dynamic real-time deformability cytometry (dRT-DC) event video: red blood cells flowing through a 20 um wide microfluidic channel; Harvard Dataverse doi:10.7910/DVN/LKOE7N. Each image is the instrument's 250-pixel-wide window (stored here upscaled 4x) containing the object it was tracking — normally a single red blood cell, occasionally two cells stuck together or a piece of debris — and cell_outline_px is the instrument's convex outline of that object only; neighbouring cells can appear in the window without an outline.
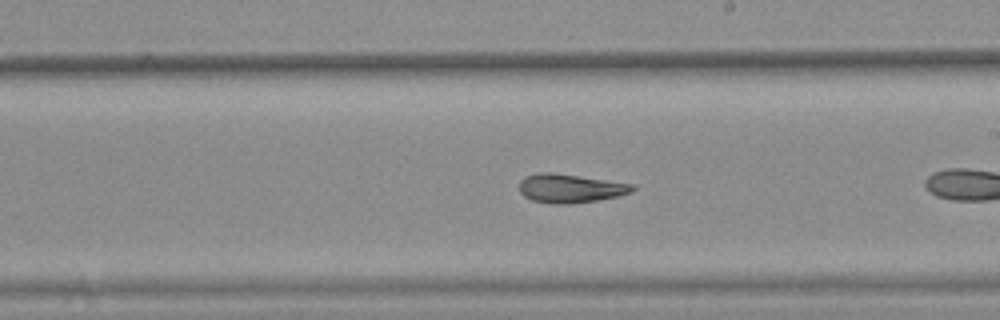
{"species": "common noctule bat (a hibernating species)", "species_latin": "Nyctalus noctula", "temperature_condition": "warm", "stored_images_in_passage": 27, "camera_frame_rate_fps": 3000, "um_per_image_px": 0.085, "animal": {"sex": "female", "body_mass_g": 25.1}, "frame": {"image": 1, "passage_image": 12, "time_ms": 3.667, "image_size_px": [1000, 320], "cell_outline_px": [[636, 188], [632, 192], [620, 196], [572, 204], [552, 204], [532, 200], [524, 196], [520, 192], [520, 180], [524, 176], [540, 172], [552, 172], [636, 184]], "centroid_in_image_um": [48.49, 16.01], "position_along_channel_um": 240.5, "area_um2": 19.19}, "authors_computed_cell_mechanics": {"area_um2": 19.074, "velocity_mm_per_s": 3.7884, "shape_relaxation_time_tau1_ms": 6.2894, "shape_relaxation_time_tau2_ms": 2.2481, "deformation_change_tau1": 0.1648, "deformation_change_tau2": 0.0916}}